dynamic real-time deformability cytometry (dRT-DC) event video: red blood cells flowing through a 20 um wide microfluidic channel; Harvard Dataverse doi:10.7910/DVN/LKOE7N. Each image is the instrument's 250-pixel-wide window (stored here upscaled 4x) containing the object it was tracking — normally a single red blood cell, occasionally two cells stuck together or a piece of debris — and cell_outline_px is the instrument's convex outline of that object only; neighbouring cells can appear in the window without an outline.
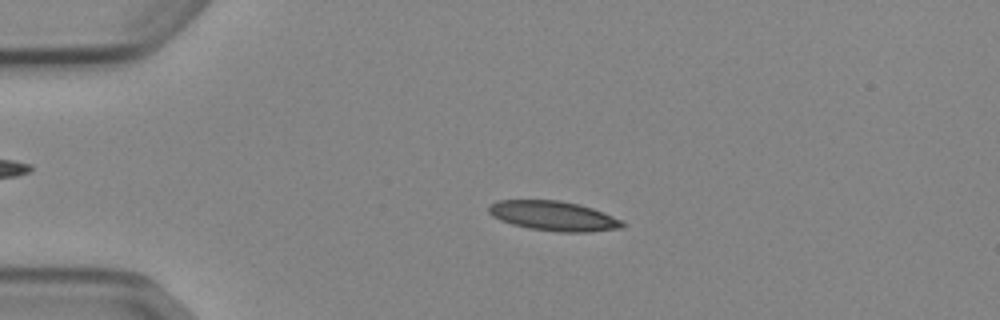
{"species": "Egyptian fruit bat (a non-hibernating species)", "species_latin": "Rousettus aegyptiacus", "temperature_condition": "cold", "stored_images_in_passage": 52, "camera_frame_rate_fps": 3000, "um_per_image_px": 0.085, "animal": {"sex": "female"}, "frame": {"image": 1, "passage_image": 12, "time_ms": 3.667, "image_size_px": [1000, 320], "cell_outline_px": [[628, 224], [624, 228], [588, 232], [560, 232], [528, 228], [512, 224], [500, 220], [492, 216], [488, 212], [488, 204], [496, 200], [560, 200], [592, 208], [604, 212]], "centroid_in_image_um": [47.04, 18.35], "position_along_channel_um": 38.0, "area_um2": 23.29}}
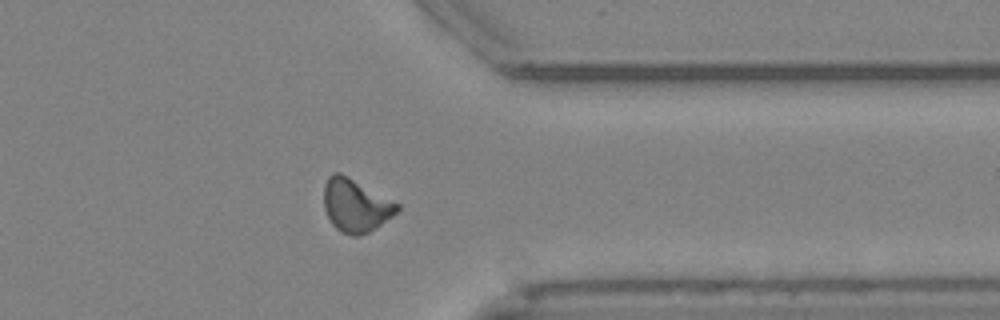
{"frame": {"image": 2, "passage_image": 42, "time_ms": 13.667, "image_size_px": [1000, 320], "cell_outline_px": [[400, 208], [392, 216], [368, 232], [360, 236], [352, 236], [340, 232], [332, 224], [324, 208], [324, 184], [328, 176], [332, 172], [340, 172], [348, 176], [400, 204]], "centroid_in_image_um": [30.21, 17.45], "position_along_channel_um": 381.2, "area_um2": 22.6}}
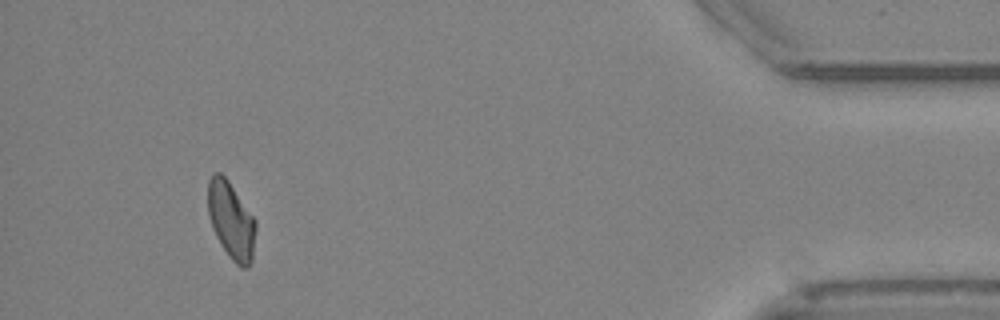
{"frame": {"image": 3, "passage_image": 49, "time_ms": 16.0, "image_size_px": [1000, 320], "cell_outline_px": [[256, 228], [252, 260], [248, 268], [240, 268], [228, 256], [220, 244], [212, 228], [208, 216], [208, 180], [216, 172], [220, 172], [228, 180], [256, 220]], "centroid_in_image_um": [19.65, 18.76], "position_along_channel_um": 415.6, "area_um2": 21.62}, "authors_computed_cell_mechanics": {"area_um2": 22.2241, "velocity_mm_per_s": 3.8632, "shape_relaxation_time_tau1_ms": null, "shape_relaxation_time_tau2_ms": 11.1507, "deformation_change_tau1": null, "deformation_change_tau2": 0.2077}}